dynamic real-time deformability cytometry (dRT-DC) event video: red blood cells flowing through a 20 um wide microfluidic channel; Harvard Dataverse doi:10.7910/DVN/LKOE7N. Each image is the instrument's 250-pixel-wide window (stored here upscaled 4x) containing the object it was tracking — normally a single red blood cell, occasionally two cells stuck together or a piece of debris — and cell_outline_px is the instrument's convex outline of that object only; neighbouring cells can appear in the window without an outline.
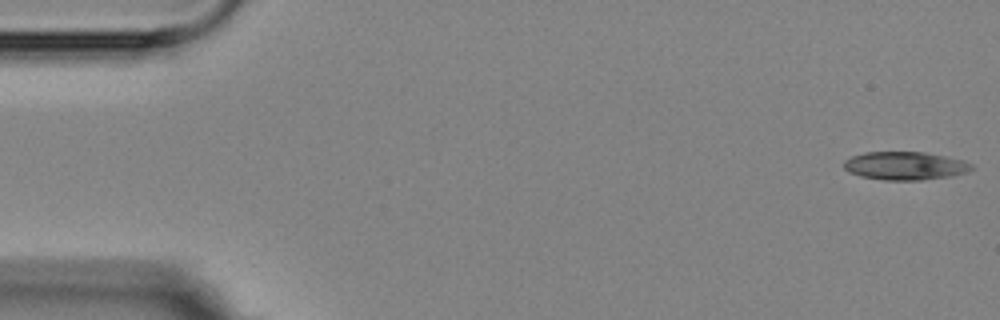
{"species": "Egyptian fruit bat (a non-hibernating species)", "species_latin": "Rousettus aegyptiacus", "temperature_condition": "room temperature", "stored_images_in_passage": 5, "camera_frame_rate_fps": 3000, "um_per_image_px": 0.085, "animal": {"sex": "female"}, "frame": {"image": 1, "passage_image": 1, "time_ms": 0.0, "image_size_px": [1000, 320], "cell_outline_px": [[972, 168], [968, 172], [952, 176], [920, 180], [884, 180], [860, 176], [848, 172], [844, 168], [844, 160], [852, 156], [864, 152], [924, 152], [964, 160], [972, 164]], "centroid_in_image_um": [76.92, 14.09], "position_along_channel_um": 8.1, "area_um2": 21.04}}
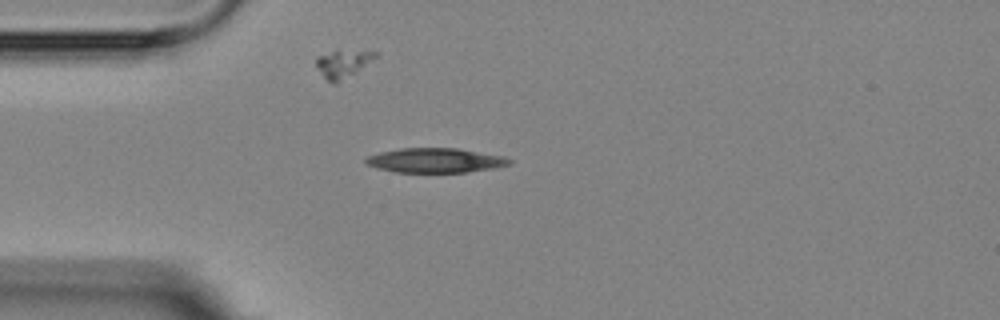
{"frame": {"image": 2, "passage_image": 5, "time_ms": 4.333, "image_size_px": [1000, 320], "cell_outline_px": [[512, 164], [496, 168], [468, 172], [396, 172], [376, 168], [364, 164], [364, 160], [368, 156], [380, 152], [400, 148], [456, 148], [504, 156], [512, 160]], "centroid_in_image_um": [37.0, 13.63], "position_along_channel_um": 48.0, "area_um2": 20.69}}